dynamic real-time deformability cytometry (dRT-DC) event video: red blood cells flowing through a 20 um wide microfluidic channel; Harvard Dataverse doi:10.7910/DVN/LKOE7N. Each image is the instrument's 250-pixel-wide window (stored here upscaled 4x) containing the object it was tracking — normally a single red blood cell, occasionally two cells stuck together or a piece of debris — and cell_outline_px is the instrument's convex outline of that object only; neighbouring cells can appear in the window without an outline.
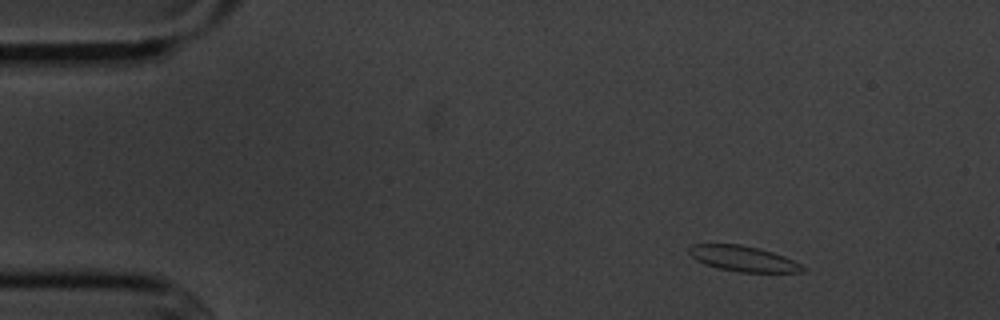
{"species": "common noctule bat (a hibernating species)", "species_latin": "Nyctalus noctula", "temperature_condition": "cold", "stored_images_in_passage": 3, "camera_frame_rate_fps": 3000, "um_per_image_px": 0.085, "animal": {"sex": "male", "body_mass_g": 20.1, "forearm_length_mm": 53.5}, "frame": {"image": 1, "passage_image": 1, "time_ms": 0.0, "image_size_px": [1000, 320], "cell_outline_px": [[804, 272], [740, 272], [720, 268], [704, 264], [696, 260], [688, 252], [688, 248], [692, 244], [740, 244], [772, 252], [784, 256], [800, 264], [804, 268]], "centroid_in_image_um": [63.13, 21.98], "position_along_channel_um": 21.9, "area_um2": 16.65}}